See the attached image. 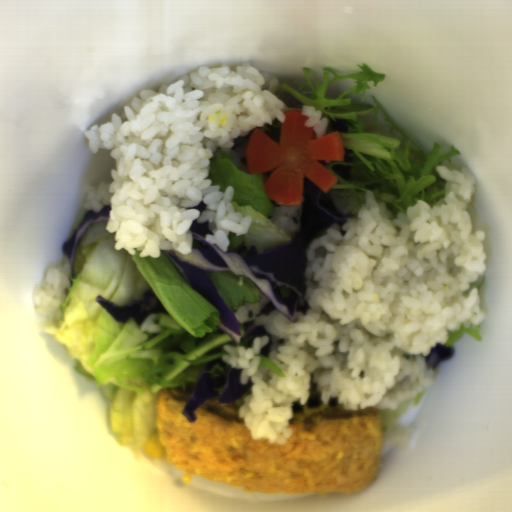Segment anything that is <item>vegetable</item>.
Returning a JSON list of instances; mask_svg holds the SVG:
<instances>
[{"label": "vegetable", "mask_w": 512, "mask_h": 512, "mask_svg": "<svg viewBox=\"0 0 512 512\" xmlns=\"http://www.w3.org/2000/svg\"><path fill=\"white\" fill-rule=\"evenodd\" d=\"M107 222L87 225L74 257L71 287L60 321L48 334L74 358L75 372L96 383L107 403L109 432L120 445L143 452L156 434L162 392L194 391L208 362L223 360L225 345L253 347L239 322L236 343L218 326L215 306L189 285L161 250L158 256H131L116 249ZM154 291L168 315H149L142 326L116 323L96 297L119 305ZM224 361V360H223Z\"/></svg>", "instance_id": "add77e79"}, {"label": "vegetable", "mask_w": 512, "mask_h": 512, "mask_svg": "<svg viewBox=\"0 0 512 512\" xmlns=\"http://www.w3.org/2000/svg\"><path fill=\"white\" fill-rule=\"evenodd\" d=\"M358 68L360 72L345 74L323 68L322 82H316L310 79L312 67H302L303 86L294 90L281 83L276 93L286 110L319 109L329 120L325 134L340 133L344 161L323 163L338 179L326 193L332 205L339 213L356 217L372 191L377 202L395 214L406 213L421 200L435 207L448 183L435 168L450 167L460 152L452 146L441 154L437 142L432 150H423L395 125L375 96L372 104L363 102L369 84L376 87L386 74L365 63Z\"/></svg>", "instance_id": "ea0f7189"}, {"label": "vegetable", "mask_w": 512, "mask_h": 512, "mask_svg": "<svg viewBox=\"0 0 512 512\" xmlns=\"http://www.w3.org/2000/svg\"><path fill=\"white\" fill-rule=\"evenodd\" d=\"M234 158L233 154L218 151L213 154L208 167L212 185H219L218 191L222 192L232 186L233 210L251 219L247 233L241 236L229 234L226 251L236 252L240 248L254 246L260 255L283 242L292 241V237L269 221L268 216L278 206L264 189L269 173L250 175L242 172L232 162Z\"/></svg>", "instance_id": "f7b5029e"}, {"label": "vegetable", "mask_w": 512, "mask_h": 512, "mask_svg": "<svg viewBox=\"0 0 512 512\" xmlns=\"http://www.w3.org/2000/svg\"><path fill=\"white\" fill-rule=\"evenodd\" d=\"M219 295L236 316V311L247 303L258 301L262 293L249 277L230 271L205 272Z\"/></svg>", "instance_id": "96ceb2fe"}, {"label": "vegetable", "mask_w": 512, "mask_h": 512, "mask_svg": "<svg viewBox=\"0 0 512 512\" xmlns=\"http://www.w3.org/2000/svg\"><path fill=\"white\" fill-rule=\"evenodd\" d=\"M425 389L411 400L399 404L390 410L380 411L381 446L402 449L408 445L412 430L411 427H399L398 420L410 408L418 405Z\"/></svg>", "instance_id": "f1789d4c"}, {"label": "vegetable", "mask_w": 512, "mask_h": 512, "mask_svg": "<svg viewBox=\"0 0 512 512\" xmlns=\"http://www.w3.org/2000/svg\"><path fill=\"white\" fill-rule=\"evenodd\" d=\"M230 367L228 364L212 366L209 370V377L212 383V386L217 394L214 400L218 401L221 404L222 393L224 387L227 383L228 374Z\"/></svg>", "instance_id": "8f37a823"}, {"label": "vegetable", "mask_w": 512, "mask_h": 512, "mask_svg": "<svg viewBox=\"0 0 512 512\" xmlns=\"http://www.w3.org/2000/svg\"><path fill=\"white\" fill-rule=\"evenodd\" d=\"M463 334H468L472 338L477 339L479 341L482 340V335L479 331L478 325L472 326V327H464L463 326L456 331H449L448 337H447L445 343H442V344H444L446 347H450L454 343H456L459 339H461Z\"/></svg>", "instance_id": "6e5ebb59"}, {"label": "vegetable", "mask_w": 512, "mask_h": 512, "mask_svg": "<svg viewBox=\"0 0 512 512\" xmlns=\"http://www.w3.org/2000/svg\"><path fill=\"white\" fill-rule=\"evenodd\" d=\"M328 408L345 409L344 406L341 405L340 403L338 405H329V403L328 404H322V402H321L317 406H309L307 404V402H305V404H301L300 412H293L292 411V419H291V421H294L296 419H299V418L304 417L306 415H309L311 413H314V412H317V411H321V410H324V409H328Z\"/></svg>", "instance_id": "b0100df1"}, {"label": "vegetable", "mask_w": 512, "mask_h": 512, "mask_svg": "<svg viewBox=\"0 0 512 512\" xmlns=\"http://www.w3.org/2000/svg\"><path fill=\"white\" fill-rule=\"evenodd\" d=\"M256 128L263 131L269 137L275 141H280L281 122L279 120H272V124H266L265 126H257Z\"/></svg>", "instance_id": "8f987158"}, {"label": "vegetable", "mask_w": 512, "mask_h": 512, "mask_svg": "<svg viewBox=\"0 0 512 512\" xmlns=\"http://www.w3.org/2000/svg\"><path fill=\"white\" fill-rule=\"evenodd\" d=\"M259 356H260V359H259L258 367H266L269 370H271L274 373H276L277 375L284 377V373L282 372V370L279 368L278 365H276L275 363H273L270 360H268V357H263L260 354H259Z\"/></svg>", "instance_id": "a930682d"}, {"label": "vegetable", "mask_w": 512, "mask_h": 512, "mask_svg": "<svg viewBox=\"0 0 512 512\" xmlns=\"http://www.w3.org/2000/svg\"><path fill=\"white\" fill-rule=\"evenodd\" d=\"M244 397V396H243ZM243 397H240L239 399H237L236 401H234L233 403H229V404H233L234 406H236L238 409L242 403V400H243Z\"/></svg>", "instance_id": "fd8b72d7"}]
</instances>
